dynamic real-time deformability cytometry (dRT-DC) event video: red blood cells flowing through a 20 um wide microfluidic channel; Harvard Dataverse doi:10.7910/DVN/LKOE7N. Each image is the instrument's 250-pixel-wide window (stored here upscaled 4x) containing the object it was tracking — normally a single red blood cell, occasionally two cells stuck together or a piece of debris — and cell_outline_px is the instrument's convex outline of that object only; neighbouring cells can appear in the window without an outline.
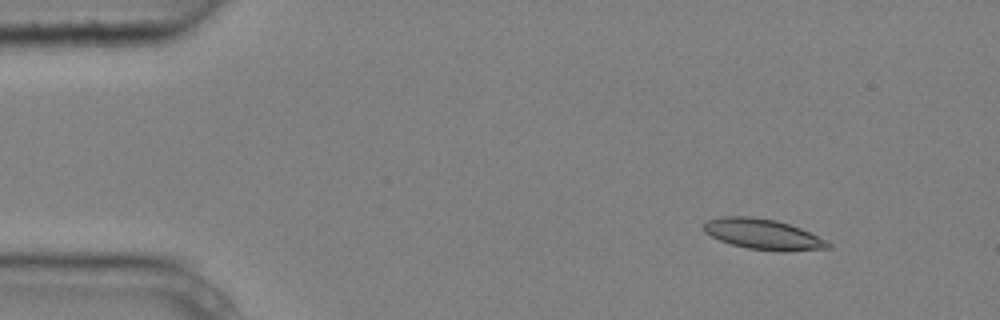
{"species": "common noctule bat (a hibernating species)", "species_latin": "Nyctalus noctula", "temperature_condition": "cold", "stored_images_in_passage": 4, "camera_frame_rate_fps": 3000, "um_per_image_px": 0.085, "animal": {"sex": "male", "body_mass_g": 20.4}, "frame": {"image": 1, "passage_image": 2, "time_ms": 0.333, "image_size_px": [1000, 320], "cell_outline_px": [[832, 248], [784, 252], [776, 252], [748, 248], [732, 244], [720, 240], [704, 232], [704, 224], [708, 220], [720, 216], [752, 216], [776, 220], [800, 228], [828, 240], [832, 244]], "centroid_in_image_um": [64.91, 19.92], "position_along_channel_um": 20.1, "area_um2": 22.31}}